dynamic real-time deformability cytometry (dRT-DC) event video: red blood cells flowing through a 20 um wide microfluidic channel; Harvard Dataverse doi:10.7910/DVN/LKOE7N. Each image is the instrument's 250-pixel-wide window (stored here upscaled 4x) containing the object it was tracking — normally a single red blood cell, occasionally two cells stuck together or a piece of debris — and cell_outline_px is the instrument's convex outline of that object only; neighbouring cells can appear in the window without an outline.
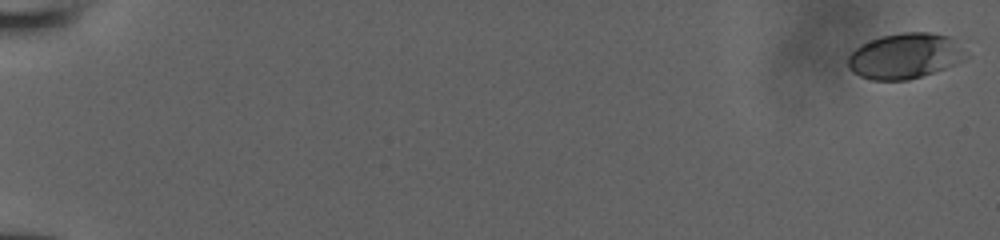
{"species": "human", "species_latin": "Homo sapiens", "temperature_condition": "room temperature", "stored_images_in_passage": 53, "camera_frame_rate_fps": 3000, "um_per_image_px": 0.085, "donor": {"sex": "male"}, "frame": {"image": 1, "passage_image": 1, "time_ms": 0.0, "image_size_px": [1000, 240], "cell_outline_px": [[968, 56], [956, 64], [908, 80], [872, 80], [860, 76], [852, 72], [848, 68], [848, 56], [860, 44], [880, 36], [904, 32], [932, 32], [948, 36]], "centroid_in_image_um": [76.86, 4.76], "position_along_channel_um": 8.1, "area_um2": 30.98}}
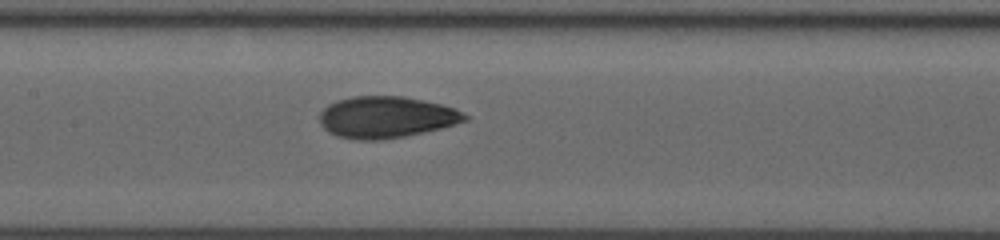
{"frame": {"image": 2, "passage_image": 29, "time_ms": 9.333, "image_size_px": [1000, 240], "cell_outline_px": [[468, 120], [456, 124], [424, 132], [404, 136], [380, 140], [360, 140], [336, 136], [328, 132], [320, 124], [320, 112], [328, 104], [336, 100], [352, 96], [404, 96], [440, 104], [452, 108], [468, 116]], "centroid_in_image_um": [32.78, 9.96], "position_along_channel_um": 174.6, "area_um2": 35.08}}
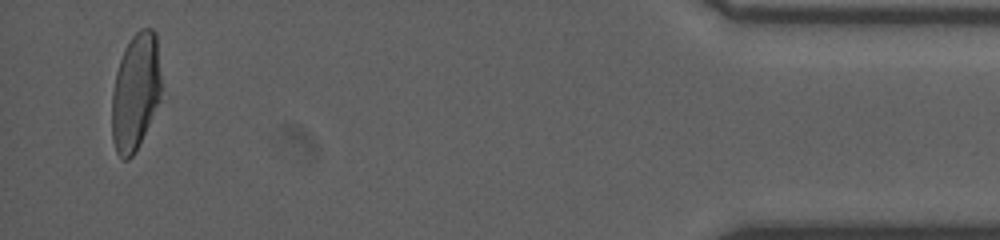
{"frame": {"image": 3, "passage_image": 52, "time_ms": 17.0, "image_size_px": [1000, 240], "cell_outline_px": [[164, 88], [160, 100], [132, 156], [128, 160], [124, 160], [116, 152], [112, 140], [112, 92], [116, 72], [124, 48], [132, 36], [140, 28], [152, 28], [156, 32]], "centroid_in_image_um": [11.55, 7.74], "position_along_channel_um": 423.6, "area_um2": 34.16}}